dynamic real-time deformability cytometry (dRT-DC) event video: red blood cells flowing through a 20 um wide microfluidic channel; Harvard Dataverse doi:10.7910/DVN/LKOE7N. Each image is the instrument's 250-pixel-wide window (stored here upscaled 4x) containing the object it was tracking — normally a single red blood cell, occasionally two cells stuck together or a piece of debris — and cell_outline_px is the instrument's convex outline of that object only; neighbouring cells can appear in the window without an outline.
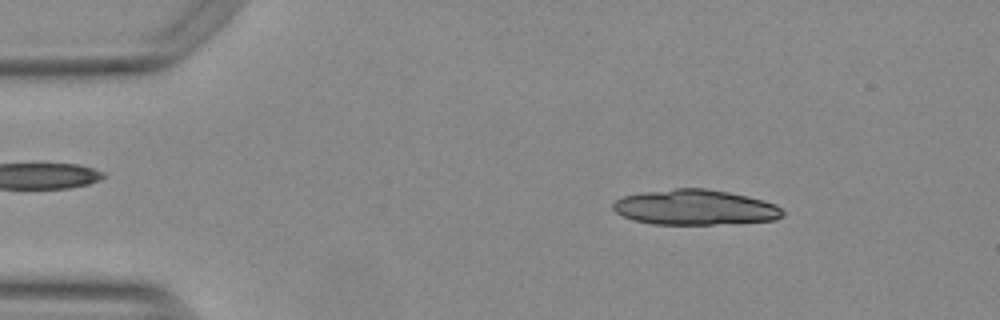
{"species": "Egyptian fruit bat (a non-hibernating species)", "species_latin": "Rousettus aegyptiacus", "temperature_condition": "warm", "stored_images_in_passage": 26, "camera_frame_rate_fps": 3000, "um_per_image_px": 0.085, "animal": {"sex": "female"}, "frame": {"image": 1, "passage_image": 4, "time_ms": 1.0, "image_size_px": [1000, 320], "cell_outline_px": [[784, 216], [776, 220], [712, 224], [652, 224], [632, 220], [616, 212], [612, 208], [612, 204], [616, 200], [624, 196], [644, 192], [676, 188], [704, 188], [728, 192], [748, 196], [764, 200], [776, 204], [784, 212]], "centroid_in_image_um": [59.09, 17.62], "position_along_channel_um": 25.9, "area_um2": 34.8}}
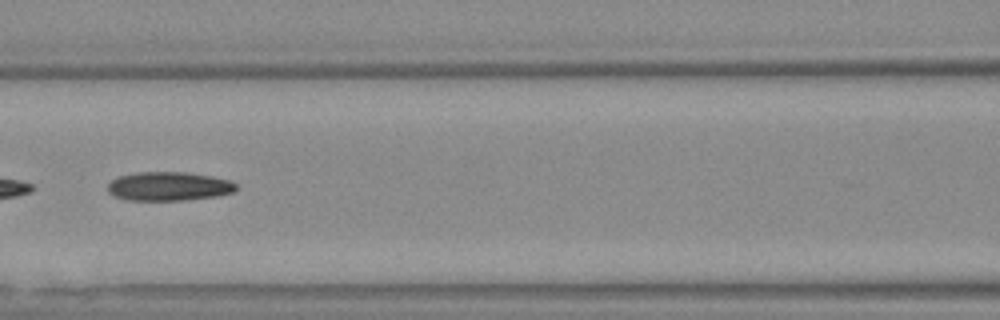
{"frame": {"image": 2, "passage_image": 20, "time_ms": 6.333, "image_size_px": [1000, 320], "cell_outline_px": [[236, 188], [232, 192], [216, 196], [184, 200], [128, 200], [112, 196], [108, 192], [108, 184], [116, 176], [136, 172], [184, 172], [212, 176], [228, 180], [236, 184]], "centroid_in_image_um": [14.28, 15.83], "position_along_channel_um": 152.3, "area_um2": 21.62}}
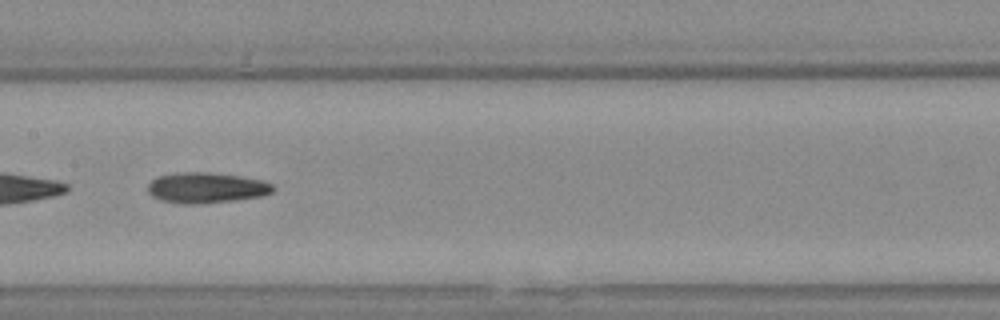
{"frame": {"image": 3, "passage_image": 23, "time_ms": 7.333, "image_size_px": [1000, 320], "cell_outline_px": [[276, 188], [272, 192], [260, 196], [232, 200], [200, 204], [184, 204], [160, 200], [152, 196], [148, 192], [148, 184], [152, 180], [160, 176], [176, 172], [212, 172], [240, 176], [260, 180], [272, 184]], "centroid_in_image_um": [17.51, 15.95], "position_along_channel_um": 189.9, "area_um2": 22.25}}